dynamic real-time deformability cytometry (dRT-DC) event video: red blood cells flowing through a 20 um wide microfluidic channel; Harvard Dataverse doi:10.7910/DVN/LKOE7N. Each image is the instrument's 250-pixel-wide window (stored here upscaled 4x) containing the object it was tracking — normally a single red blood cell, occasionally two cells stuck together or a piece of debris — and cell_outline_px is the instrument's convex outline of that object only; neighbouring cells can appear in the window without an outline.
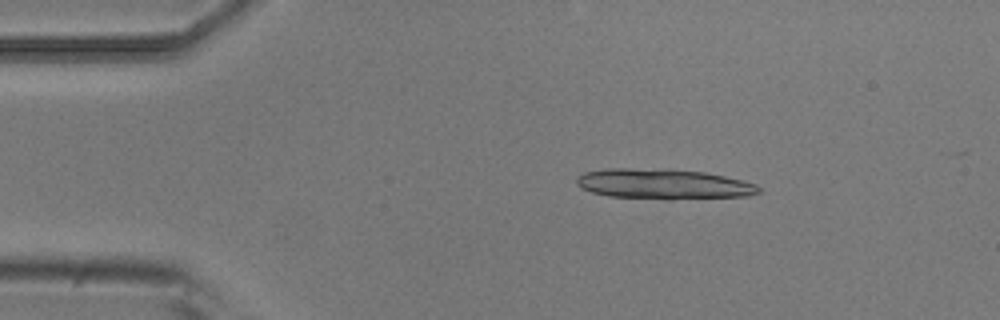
{"species": "common noctule bat (a hibernating species)", "species_latin": "Nyctalus noctula", "temperature_condition": "room temperature", "stored_images_in_passage": 3, "camera_frame_rate_fps": 3000, "um_per_image_px": 0.085, "animal": {"sex": "male", "body_mass_g": 20.5, "forearm_length_mm": 52.5}, "frame": {"image": 1, "passage_image": 1, "time_ms": 0.0, "image_size_px": [1000, 320], "cell_outline_px": [[760, 192], [748, 196], [672, 200], [668, 200], [608, 196], [592, 192], [580, 188], [576, 184], [576, 176], [584, 172], [604, 168], [668, 168], [704, 172], [724, 176], [756, 184], [760, 188]], "centroid_in_image_um": [56.35, 15.64], "position_along_channel_um": 28.7, "area_um2": 32.77}}